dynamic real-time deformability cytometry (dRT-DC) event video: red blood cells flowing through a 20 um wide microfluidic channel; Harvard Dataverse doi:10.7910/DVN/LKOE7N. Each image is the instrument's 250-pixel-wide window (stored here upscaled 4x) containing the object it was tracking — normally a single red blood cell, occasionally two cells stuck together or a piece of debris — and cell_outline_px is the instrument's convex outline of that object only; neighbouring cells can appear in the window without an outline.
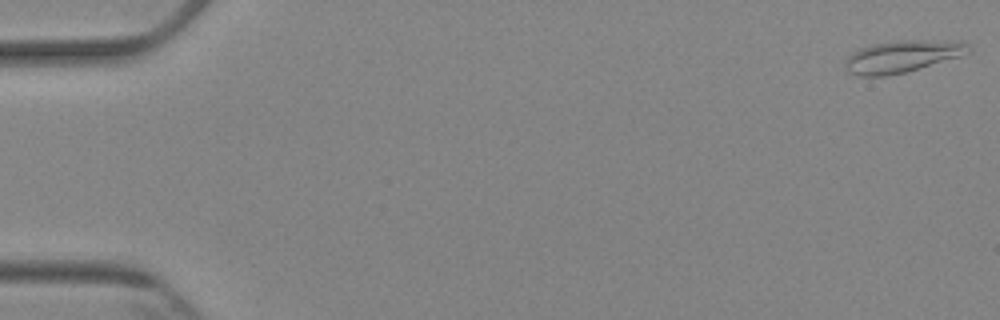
{"species": "Egyptian fruit bat (a non-hibernating species)", "species_latin": "Rousettus aegyptiacus", "temperature_condition": "cold", "stored_images_in_passage": 7, "camera_frame_rate_fps": 3000, "um_per_image_px": 0.085, "animal": {"sex": "female"}, "frame": {"image": 1, "passage_image": 1, "time_ms": 0.0, "image_size_px": [1000, 320], "cell_outline_px": [[972, 48], [968, 52], [960, 56], [904, 72], [888, 76], [860, 76], [848, 72], [844, 68], [844, 60], [852, 52], [860, 48], [872, 44], [896, 40], [960, 40], [968, 44]], "centroid_in_image_um": [76.66, 4.78], "position_along_channel_um": 8.3, "area_um2": 23.18}}
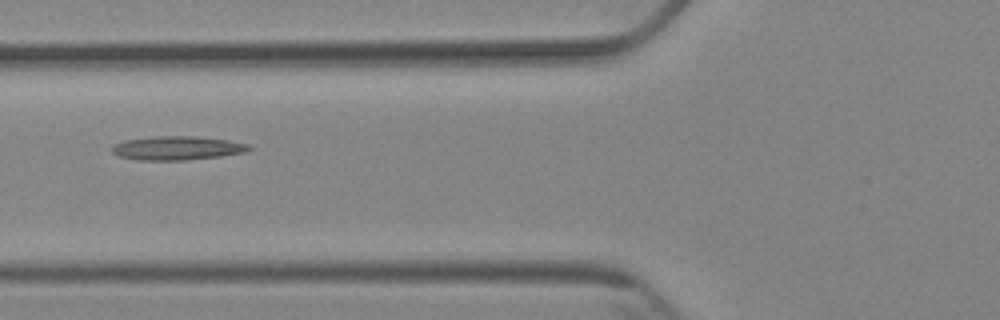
{"frame": {"image": 2, "passage_image": 7, "time_ms": 6.667, "image_size_px": [1000, 320], "cell_outline_px": [[252, 148], [244, 152], [220, 156], [184, 160], [136, 160], [116, 156], [112, 152], [112, 144], [124, 140], [152, 136], [192, 136], [228, 140], [248, 144]], "centroid_in_image_um": [14.98, 12.58], "position_along_channel_um": 110.8, "area_um2": 19.07}}